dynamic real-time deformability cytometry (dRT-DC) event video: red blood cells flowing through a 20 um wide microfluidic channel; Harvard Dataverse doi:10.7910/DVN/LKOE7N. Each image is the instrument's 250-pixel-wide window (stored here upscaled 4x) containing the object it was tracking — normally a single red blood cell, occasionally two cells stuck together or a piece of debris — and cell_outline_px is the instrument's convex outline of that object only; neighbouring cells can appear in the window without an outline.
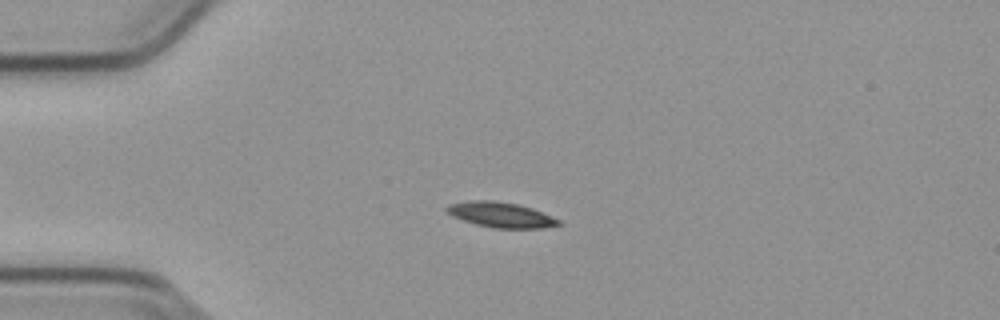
{"species": "common noctule bat (a hibernating species)", "species_latin": "Nyctalus noctula", "temperature_condition": "cold", "stored_images_in_passage": 50, "camera_frame_rate_fps": 3000, "um_per_image_px": 0.085, "animal": {"sex": "male", "body_mass_g": 23.1, "forearm_length_mm": 52.7}, "frame": {"image": 1, "passage_image": 14, "time_ms": 4.333, "image_size_px": [1000, 320], "cell_outline_px": [[564, 224], [540, 228], [492, 228], [476, 224], [452, 216], [444, 208], [448, 204], [468, 200], [492, 200], [516, 204], [532, 208], [560, 220]], "centroid_in_image_um": [42.55, 18.25], "position_along_channel_um": 42.4, "area_um2": 16.42}}
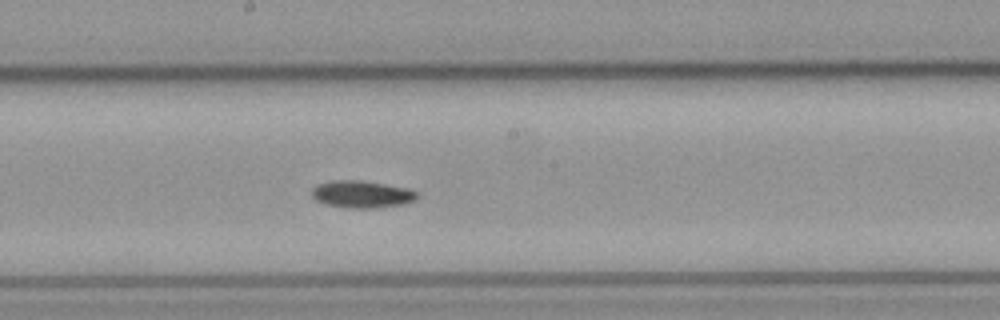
{"frame": {"image": 2, "passage_image": 30, "time_ms": 9.667, "image_size_px": [1000, 320], "cell_outline_px": [[420, 196], [416, 200], [404, 204], [376, 208], [348, 208], [328, 204], [316, 200], [312, 196], [312, 188], [316, 184], [332, 180], [360, 180], [408, 188], [420, 192]], "centroid_in_image_um": [30.8, 16.51], "position_along_channel_um": 217.4, "area_um2": 16.88}}
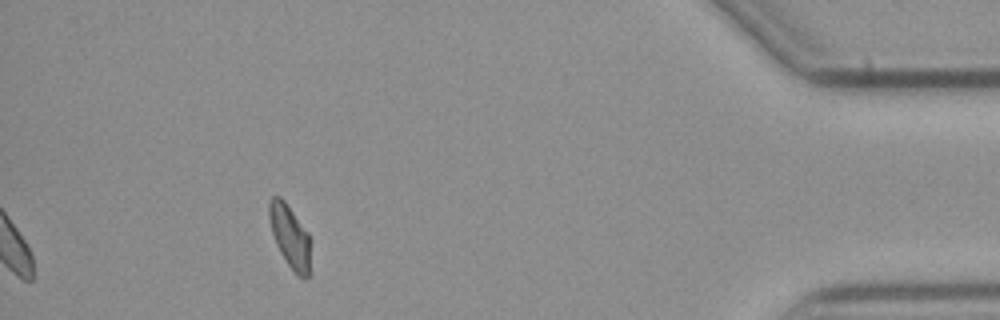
{"frame": {"image": 3, "passage_image": 50, "time_ms": 16.333, "image_size_px": [1000, 320], "cell_outline_px": [[308, 276], [304, 280], [296, 276], [280, 252], [276, 244], [272, 232], [268, 216], [268, 200], [272, 196], [280, 196], [284, 200], [308, 232]], "centroid_in_image_um": [24.59, 20.06], "position_along_channel_um": 410.6, "area_um2": 14.91}, "authors_computed_cell_mechanics": {"area_um2": 15.6349, "velocity_mm_per_s": 3.7752, "shape_relaxation_time_tau1_ms": 2.9639, "shape_relaxation_time_tau2_ms": null, "deformation_change_tau1": 0.1279, "deformation_change_tau2": null}}